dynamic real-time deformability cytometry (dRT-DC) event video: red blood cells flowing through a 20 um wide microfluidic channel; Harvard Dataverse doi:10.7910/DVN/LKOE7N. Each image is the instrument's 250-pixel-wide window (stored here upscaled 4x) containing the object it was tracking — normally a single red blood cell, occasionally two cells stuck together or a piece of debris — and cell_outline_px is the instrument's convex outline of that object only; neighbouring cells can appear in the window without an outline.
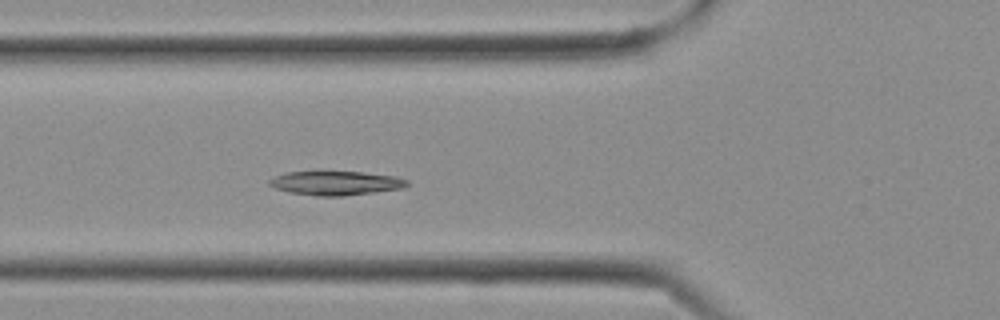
{"species": "Egyptian fruit bat (a non-hibernating species)", "species_latin": "Rousettus aegyptiacus", "temperature_condition": "cold", "stored_images_in_passage": 8, "camera_frame_rate_fps": 3000, "um_per_image_px": 0.085, "frame": {"image": 1, "passage_image": 8, "time_ms": 2.333, "image_size_px": [1000, 320], "cell_outline_px": [[408, 184], [404, 188], [344, 196], [316, 196], [288, 192], [276, 188], [268, 184], [268, 180], [272, 176], [288, 172], [364, 172], [396, 176], [408, 180]], "centroid_in_image_um": [28.53, 15.56], "position_along_channel_um": 97.3, "area_um2": 19.36}}